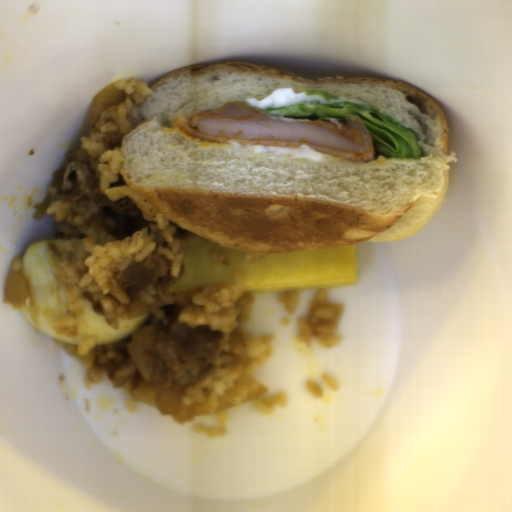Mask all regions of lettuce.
<instances>
[{"mask_svg":"<svg viewBox=\"0 0 512 512\" xmlns=\"http://www.w3.org/2000/svg\"><path fill=\"white\" fill-rule=\"evenodd\" d=\"M249 108L275 118L305 121L345 122L348 117L357 116L367 127L374 154L416 160L424 157L420 137L413 129L374 108L324 90H306L303 101L294 105Z\"/></svg>","mask_w":512,"mask_h":512,"instance_id":"lettuce-1","label":"lettuce"}]
</instances>
